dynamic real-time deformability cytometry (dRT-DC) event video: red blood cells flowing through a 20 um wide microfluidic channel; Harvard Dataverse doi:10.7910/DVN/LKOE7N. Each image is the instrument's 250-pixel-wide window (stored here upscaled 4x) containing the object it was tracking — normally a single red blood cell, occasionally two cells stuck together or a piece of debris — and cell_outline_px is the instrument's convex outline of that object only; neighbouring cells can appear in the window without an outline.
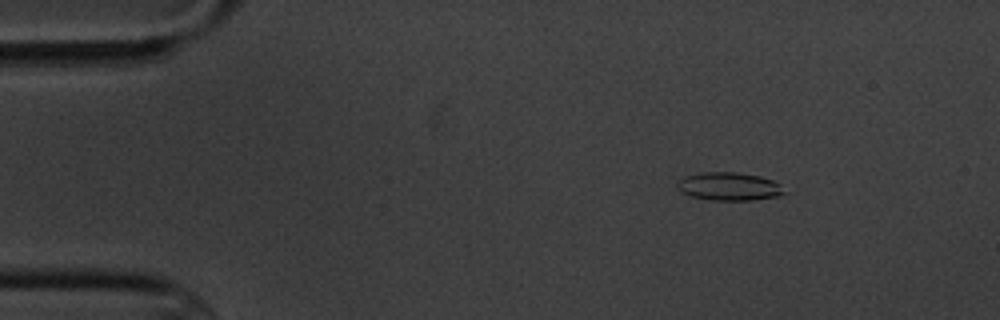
{"species": "common noctule bat (a hibernating species)", "species_latin": "Nyctalus noctula", "temperature_condition": "cold", "stored_images_in_passage": 3, "camera_frame_rate_fps": 3000, "um_per_image_px": 0.085, "animal": {"sex": "male", "body_mass_g": 20.1, "forearm_length_mm": 53.5}, "frame": {"image": 1, "passage_image": 1, "time_ms": 0.0, "image_size_px": [1000, 320], "cell_outline_px": [[788, 192], [780, 196], [752, 200], [712, 200], [692, 196], [680, 192], [676, 184], [684, 176], [700, 172], [740, 172], [760, 176], [772, 180], [780, 184]], "centroid_in_image_um": [62.0, 15.84], "position_along_channel_um": 23.0, "area_um2": 17.74}}